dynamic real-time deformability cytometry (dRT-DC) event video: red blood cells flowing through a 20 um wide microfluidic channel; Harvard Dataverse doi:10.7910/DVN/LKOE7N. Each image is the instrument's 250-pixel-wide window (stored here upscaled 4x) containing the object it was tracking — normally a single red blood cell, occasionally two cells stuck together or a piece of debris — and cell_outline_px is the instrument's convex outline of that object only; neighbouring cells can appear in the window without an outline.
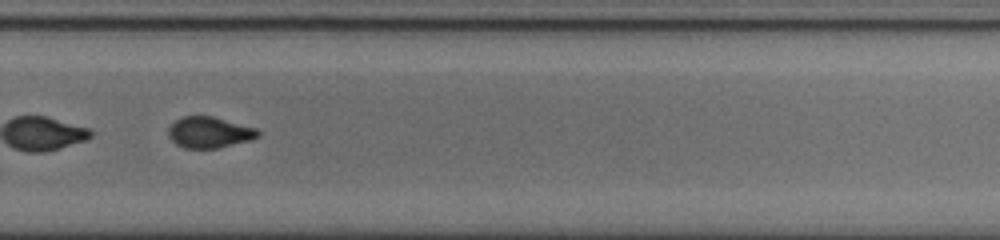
{"species": "common noctule bat (a hibernating species)", "species_latin": "Nyctalus noctula", "temperature_condition": "cold", "stored_images_in_passage": 51, "segment_of_instrument_passage": [2, 2], "camera_frame_rate_fps": 3000, "um_per_image_px": 0.085, "animal": {"sex": "male", "body_mass_g": 20.0, "forearm_length_mm": 53.3}, "frame": {"image": 1, "passage_image": 34, "time_ms": 11.0, "image_size_px": [1000, 240], "cell_outline_px": [[260, 136], [248, 140], [216, 148], [184, 148], [176, 144], [168, 136], [168, 128], [176, 120], [184, 116], [212, 116], [256, 128], [260, 132]], "centroid_in_image_um": [17.77, 11.24], "position_along_channel_um": 312.0, "area_um2": 16.01}}